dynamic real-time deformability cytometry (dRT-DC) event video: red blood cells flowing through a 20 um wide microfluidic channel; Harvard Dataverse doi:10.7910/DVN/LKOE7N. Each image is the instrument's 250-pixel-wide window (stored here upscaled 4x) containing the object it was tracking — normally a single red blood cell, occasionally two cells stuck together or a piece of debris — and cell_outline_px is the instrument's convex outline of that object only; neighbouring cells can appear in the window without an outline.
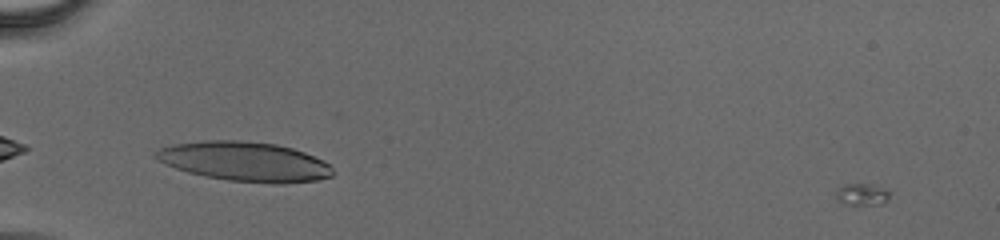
{"species": "human", "species_latin": "Homo sapiens", "temperature_condition": "cold", "stored_images_in_passage": 35, "camera_frame_rate_fps": 3000, "um_per_image_px": 0.085, "donor": {"sex": "male"}, "frame": {"image": 1, "passage_image": 2, "time_ms": 0.333, "image_size_px": [1000, 240], "cell_outline_px": [[332, 176], [316, 180], [232, 180], [208, 176], [192, 172], [168, 164], [160, 160], [164, 148], [180, 144], [272, 144], [292, 148], [312, 156], [328, 164], [332, 172]], "centroid_in_image_um": [20.95, 13.76], "position_along_channel_um": 64.0, "area_um2": 35.84}}
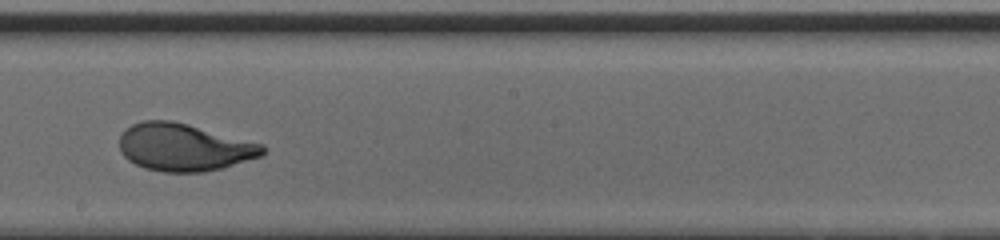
{"frame": {"image": 2, "passage_image": 16, "time_ms": 5.0, "image_size_px": [1000, 240], "cell_outline_px": [[264, 152], [260, 156], [220, 168], [196, 172], [168, 172], [148, 168], [136, 164], [124, 156], [120, 148], [120, 136], [132, 124], [148, 120], [164, 120], [184, 124], [260, 144], [264, 148]], "centroid_in_image_um": [15.59, 12.53], "position_along_channel_um": 232.6, "area_um2": 38.09}}
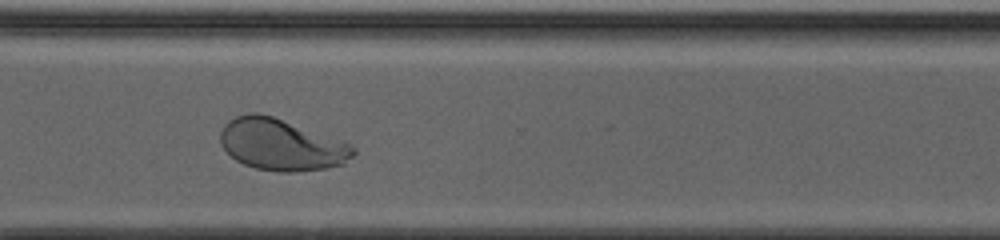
{"frame": {"image": 3, "passage_image": 25, "time_ms": 8.0, "image_size_px": [1000, 240], "cell_outline_px": [[356, 152], [352, 156], [340, 164], [320, 168], [256, 168], [244, 164], [236, 160], [224, 148], [220, 140], [220, 136], [224, 128], [236, 116], [272, 116], [344, 144], [352, 148]], "centroid_in_image_um": [23.82, 12.29], "position_along_channel_um": 346.8, "area_um2": 36.3}}